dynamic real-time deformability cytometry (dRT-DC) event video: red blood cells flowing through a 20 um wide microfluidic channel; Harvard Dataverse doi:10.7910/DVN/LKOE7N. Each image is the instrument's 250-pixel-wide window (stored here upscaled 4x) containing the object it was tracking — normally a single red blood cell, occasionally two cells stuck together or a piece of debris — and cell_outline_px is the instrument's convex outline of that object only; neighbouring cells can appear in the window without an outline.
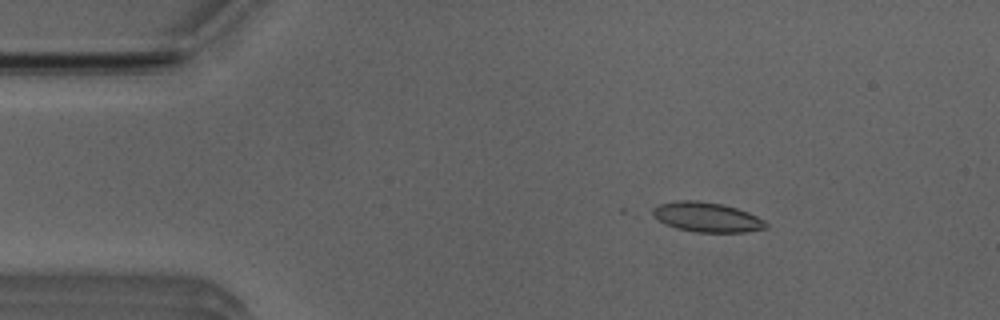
{"species": "Egyptian fruit bat (a non-hibernating species)", "species_latin": "Rousettus aegyptiacus", "temperature_condition": "room temperature", "stored_images_in_passage": 51, "camera_frame_rate_fps": 3000, "um_per_image_px": 0.085, "animal": {"sex": "male"}, "frame": {"image": 1, "passage_image": 8, "time_ms": 2.333, "image_size_px": [1000, 320], "cell_outline_px": [[768, 228], [744, 232], [696, 232], [676, 228], [664, 224], [652, 216], [652, 208], [660, 204], [680, 200], [696, 200], [720, 204], [736, 208], [748, 212], [764, 220], [768, 224]], "centroid_in_image_um": [60.06, 18.46], "position_along_channel_um": 24.9, "area_um2": 19.59}}
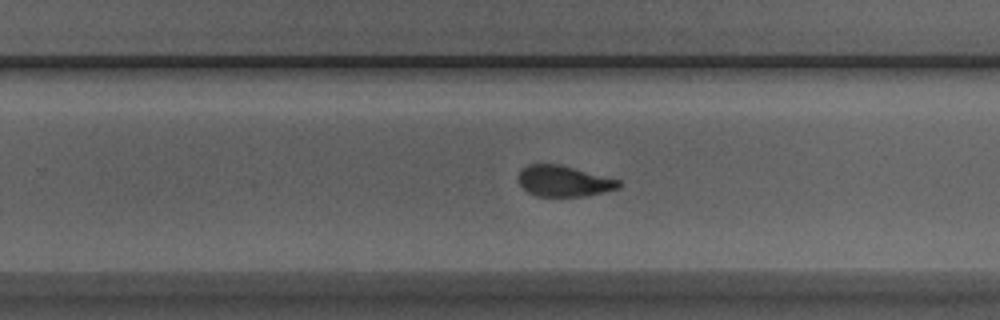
{"frame": {"image": 2, "passage_image": 32, "time_ms": 10.333, "image_size_px": [1000, 320], "cell_outline_px": [[624, 184], [620, 188], [604, 192], [584, 196], [536, 196], [528, 192], [516, 180], [520, 172], [528, 164], [560, 164], [620, 180]], "centroid_in_image_um": [47.95, 15.39], "position_along_channel_um": 281.9, "area_um2": 18.15}}
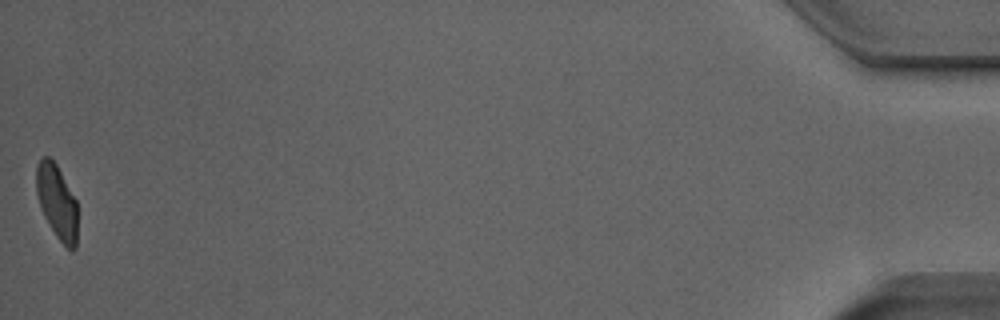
{"frame": {"image": 3, "passage_image": 51, "time_ms": 16.667, "image_size_px": [1000, 320], "cell_outline_px": [[76, 248], [72, 252], [56, 236], [44, 216], [36, 192], [36, 168], [40, 160], [44, 156], [48, 156], [56, 164], [76, 200]], "centroid_in_image_um": [4.83, 17.16], "position_along_channel_um": 430.4, "area_um2": 17.46}, "authors_computed_cell_mechanics": {"area_um2": 19.363, "velocity_mm_per_s": 4.0082, "shape_relaxation_time_tau1_ms": 3.3961, "shape_relaxation_time_tau2_ms": 0.9135, "deformation_change_tau1": 0.1511, "deformation_change_tau2": 0.0772}}